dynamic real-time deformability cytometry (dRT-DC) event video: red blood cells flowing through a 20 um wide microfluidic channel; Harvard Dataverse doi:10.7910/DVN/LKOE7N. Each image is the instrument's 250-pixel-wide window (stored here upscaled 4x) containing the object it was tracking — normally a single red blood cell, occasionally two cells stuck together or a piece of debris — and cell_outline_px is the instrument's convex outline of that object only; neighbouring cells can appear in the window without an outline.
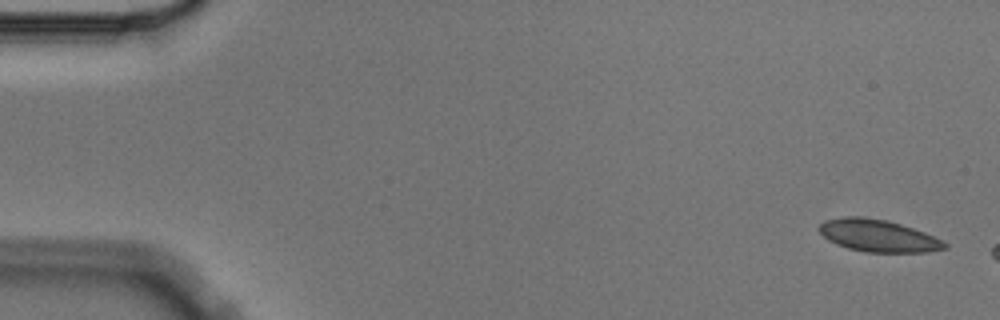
{"species": "Egyptian fruit bat (a non-hibernating species)", "species_latin": "Rousettus aegyptiacus", "temperature_condition": "cold", "stored_images_in_passage": 3, "camera_frame_rate_fps": 3000, "um_per_image_px": 0.085, "animal": {"sex": "male"}, "frame": {"image": 1, "passage_image": 1, "time_ms": 0.0, "image_size_px": [1000, 320], "cell_outline_px": [[948, 248], [928, 252], [868, 252], [848, 248], [836, 244], [828, 240], [820, 232], [820, 224], [824, 220], [844, 216], [860, 216], [884, 220], [900, 224], [924, 232], [944, 240], [948, 244]], "centroid_in_image_um": [74.66, 20.04], "position_along_channel_um": 10.3, "area_um2": 23.47}}